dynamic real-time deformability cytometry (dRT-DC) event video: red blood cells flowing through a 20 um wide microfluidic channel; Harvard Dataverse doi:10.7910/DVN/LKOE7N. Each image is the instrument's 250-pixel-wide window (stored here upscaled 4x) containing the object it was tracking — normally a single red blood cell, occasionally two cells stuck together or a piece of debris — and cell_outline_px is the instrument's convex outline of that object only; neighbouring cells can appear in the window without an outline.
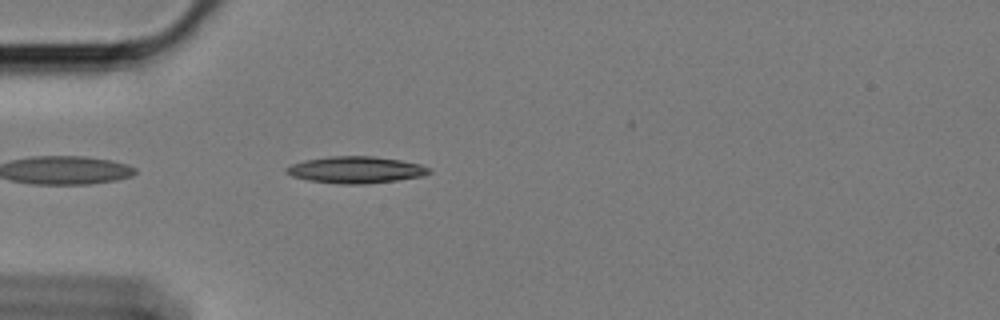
{"species": "Egyptian fruit bat (a non-hibernating species)", "species_latin": "Rousettus aegyptiacus", "temperature_condition": "cold", "stored_images_in_passage": 21, "camera_frame_rate_fps": 3000, "um_per_image_px": 0.085, "animal": {"sex": "female"}, "frame": {"image": 1, "passage_image": 1, "time_ms": 0.0, "image_size_px": [1000, 320], "cell_outline_px": [[432, 172], [424, 176], [396, 180], [364, 184], [340, 184], [308, 180], [292, 176], [284, 172], [284, 168], [292, 164], [304, 160], [332, 156], [372, 156], [400, 160], [420, 164], [432, 168]], "centroid_in_image_um": [30.25, 14.43], "position_along_channel_um": 54.7, "area_um2": 22.31}}
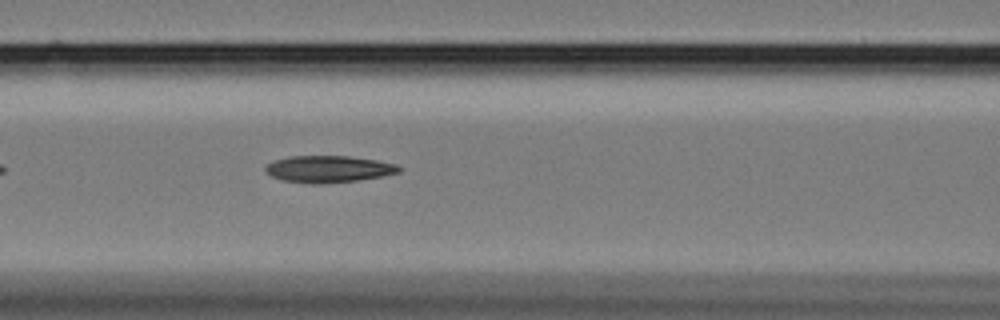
{"frame": {"image": 2, "passage_image": 9, "time_ms": 2.667, "image_size_px": [1000, 320], "cell_outline_px": [[400, 172], [360, 180], [320, 184], [316, 184], [284, 180], [272, 176], [264, 168], [272, 160], [288, 156], [348, 156], [376, 160], [396, 164], [400, 168]], "centroid_in_image_um": [27.91, 14.36], "position_along_channel_um": 138.7, "area_um2": 20.69}}
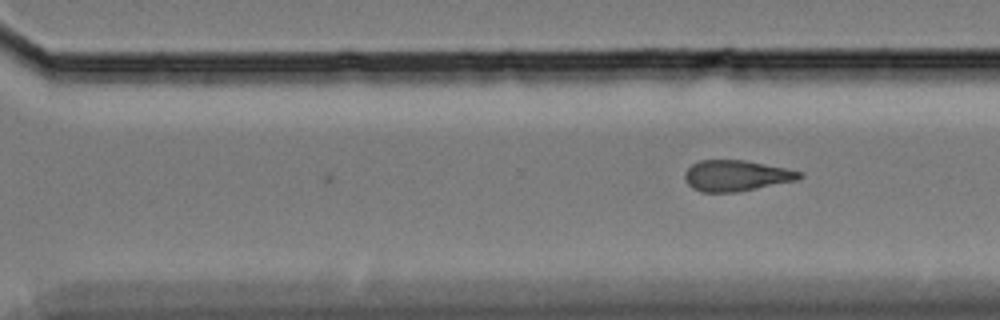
{"frame": {"image": 3, "passage_image": 21, "time_ms": 6.667, "image_size_px": [1000, 320], "cell_outline_px": [[804, 176], [796, 180], [736, 192], [700, 192], [692, 188], [688, 184], [684, 176], [684, 172], [692, 164], [700, 160], [744, 160], [784, 168], [800, 172]], "centroid_in_image_um": [62.52, 14.93], "position_along_channel_um": 308.1, "area_um2": 20.4}}